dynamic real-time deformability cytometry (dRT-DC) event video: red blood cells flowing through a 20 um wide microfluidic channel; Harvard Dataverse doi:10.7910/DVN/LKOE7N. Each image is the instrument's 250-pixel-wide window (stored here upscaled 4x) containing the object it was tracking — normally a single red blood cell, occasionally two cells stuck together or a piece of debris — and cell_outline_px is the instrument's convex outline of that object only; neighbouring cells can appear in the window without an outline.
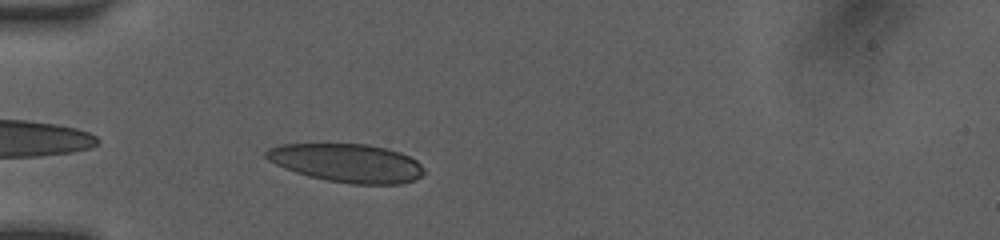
{"species": "human", "species_latin": "Homo sapiens", "temperature_condition": "room temperature", "stored_images_in_passage": 17, "camera_frame_rate_fps": 3000, "um_per_image_px": 0.085, "donor": {"sex": "female"}, "frame": {"image": 1, "passage_image": 3, "time_ms": 1.0, "image_size_px": [1000, 240], "cell_outline_px": [[424, 172], [416, 180], [400, 184], [352, 184], [328, 180], [296, 172], [284, 168], [268, 160], [264, 156], [264, 152], [268, 148], [280, 144], [368, 144], [400, 152], [416, 160], [424, 168]], "centroid_in_image_um": [29.49, 13.85], "position_along_channel_um": 55.5, "area_um2": 35.26}}
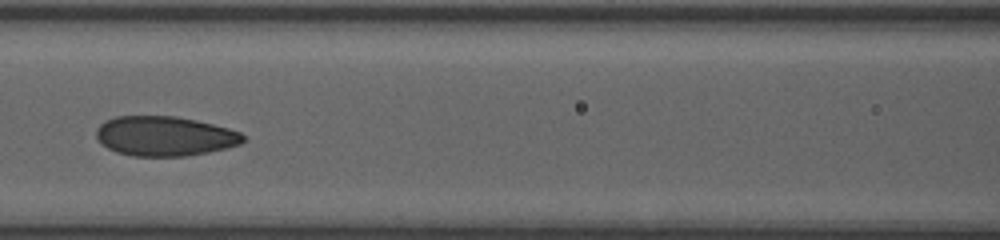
{"frame": {"image": 2, "passage_image": 10, "time_ms": 3.667, "image_size_px": [1000, 240], "cell_outline_px": [[244, 140], [240, 144], [208, 152], [184, 156], [132, 156], [116, 152], [100, 144], [96, 136], [96, 128], [104, 120], [116, 116], [176, 116], [196, 120], [228, 128], [240, 132], [244, 136]], "centroid_in_image_um": [13.95, 11.56], "position_along_channel_um": 152.7, "area_um2": 34.04}}
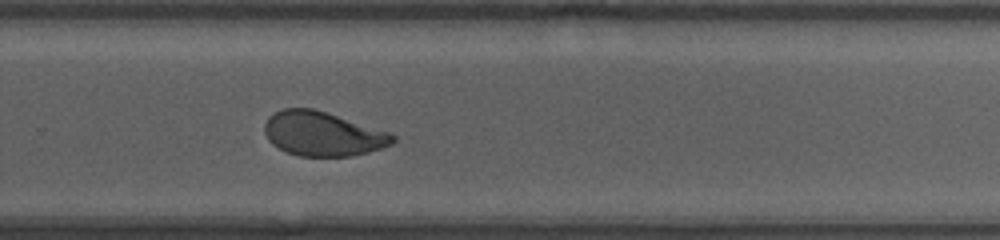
{"frame": {"image": 3, "passage_image": 17, "time_ms": 7.333, "image_size_px": [1000, 240], "cell_outline_px": [[396, 140], [392, 144], [368, 152], [352, 156], [300, 156], [284, 152], [272, 144], [268, 140], [264, 132], [264, 124], [268, 116], [284, 108], [312, 108], [388, 132], [396, 136]], "centroid_in_image_um": [27.38, 11.39], "position_along_channel_um": 302.4, "area_um2": 32.95}}